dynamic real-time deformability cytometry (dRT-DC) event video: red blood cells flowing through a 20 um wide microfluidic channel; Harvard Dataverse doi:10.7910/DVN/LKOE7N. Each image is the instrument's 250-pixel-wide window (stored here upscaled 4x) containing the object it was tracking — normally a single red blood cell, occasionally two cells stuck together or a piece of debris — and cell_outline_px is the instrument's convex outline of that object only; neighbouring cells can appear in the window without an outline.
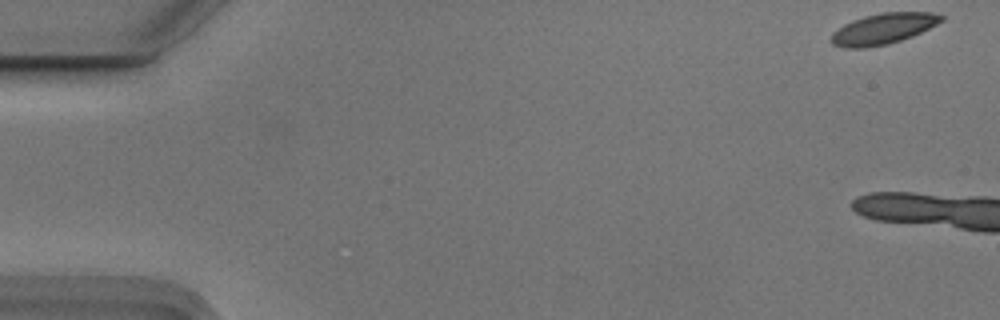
{"species": "Egyptian fruit bat (a non-hibernating species)", "species_latin": "Rousettus aegyptiacus", "temperature_condition": "cold", "stored_images_in_passage": 4, "camera_frame_rate_fps": 3000, "um_per_image_px": 0.085, "animal": {"sex": "male"}, "frame": {"image": 1, "passage_image": 1, "time_ms": 0.0, "image_size_px": [1000, 320], "cell_outline_px": [[944, 20], [912, 36], [888, 44], [864, 48], [844, 48], [832, 44], [828, 40], [832, 32], [844, 24], [852, 20], [864, 16], [880, 12], [932, 12], [944, 16]], "centroid_in_image_um": [75.02, 2.44], "position_along_channel_um": 10.0, "area_um2": 19.88}}